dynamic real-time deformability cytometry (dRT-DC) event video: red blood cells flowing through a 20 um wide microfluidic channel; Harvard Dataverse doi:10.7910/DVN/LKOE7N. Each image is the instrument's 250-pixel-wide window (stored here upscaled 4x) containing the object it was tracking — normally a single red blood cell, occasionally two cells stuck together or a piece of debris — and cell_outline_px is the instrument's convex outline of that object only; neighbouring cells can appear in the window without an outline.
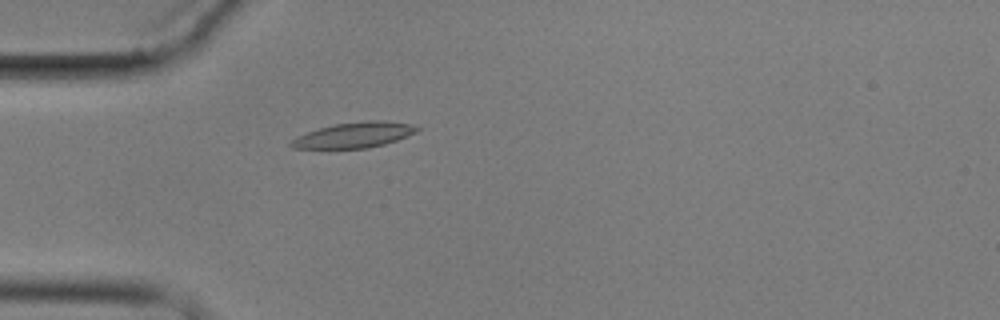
{"species": "common noctule bat (a hibernating species)", "species_latin": "Nyctalus noctula", "temperature_condition": "cold", "stored_images_in_passage": 2, "camera_frame_rate_fps": 3000, "um_per_image_px": 0.085, "animal": {"sex": "male", "body_mass_g": 17.9}, "frame": {"image": 1, "passage_image": 2, "time_ms": 1.0, "image_size_px": [1000, 320], "cell_outline_px": [[420, 128], [416, 132], [396, 140], [384, 144], [368, 148], [292, 148], [288, 144], [296, 136], [332, 124], [368, 120], [384, 120], [408, 124]], "centroid_in_image_um": [30.07, 11.47], "position_along_channel_um": 54.9, "area_um2": 18.5}}